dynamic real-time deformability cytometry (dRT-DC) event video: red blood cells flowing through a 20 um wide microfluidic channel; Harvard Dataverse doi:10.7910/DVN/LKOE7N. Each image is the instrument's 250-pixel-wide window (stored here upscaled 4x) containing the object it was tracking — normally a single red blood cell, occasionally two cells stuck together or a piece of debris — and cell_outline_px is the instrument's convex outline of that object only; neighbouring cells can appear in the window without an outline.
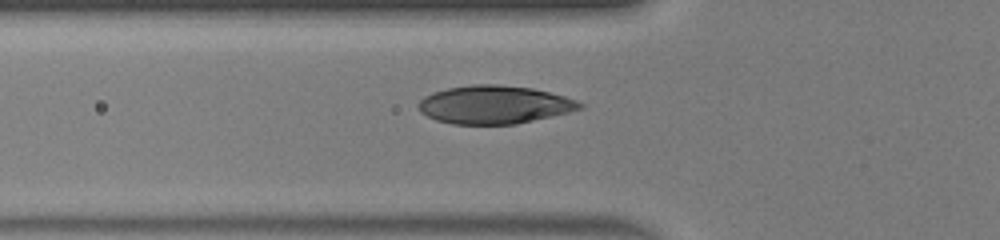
{"species": "human", "species_latin": "Homo sapiens", "temperature_condition": "warm", "stored_images_in_passage": 34, "camera_frame_rate_fps": 3000, "um_per_image_px": 0.085, "donor": {"sex": "male"}, "frame": {"image": 1, "passage_image": 2, "time_ms": 0.333, "image_size_px": [1000, 240], "cell_outline_px": [[584, 108], [568, 112], [516, 124], [452, 124], [436, 120], [420, 112], [416, 104], [424, 96], [432, 92], [448, 88], [472, 84], [496, 84], [532, 88], [564, 96], [576, 100], [584, 104]], "centroid_in_image_um": [41.98, 8.89], "position_along_channel_um": 83.8, "area_um2": 35.89}}
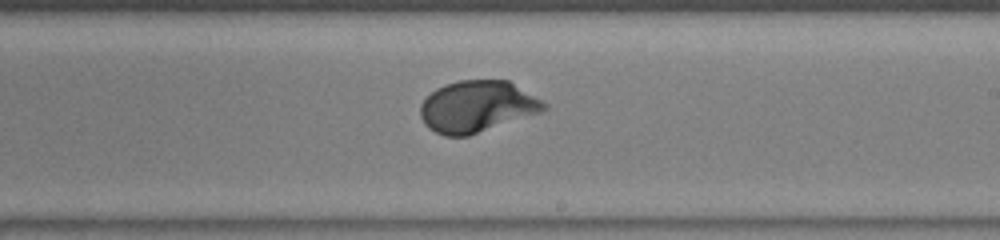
{"frame": {"image": 2, "passage_image": 14, "time_ms": 4.333, "image_size_px": [1000, 240], "cell_outline_px": [[548, 108], [540, 112], [468, 136], [444, 136], [428, 128], [424, 124], [420, 116], [420, 104], [436, 88], [444, 84], [460, 80], [508, 80], [548, 104]], "centroid_in_image_um": [40.52, 9.05], "position_along_channel_um": 248.5, "area_um2": 36.93}}
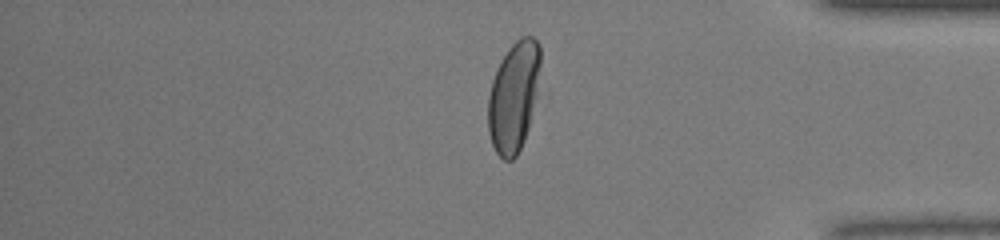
{"frame": {"image": 3, "passage_image": 26, "time_ms": 8.333, "image_size_px": [1000, 240], "cell_outline_px": [[540, 64], [536, 96], [528, 128], [524, 140], [516, 156], [512, 160], [504, 160], [496, 152], [492, 144], [488, 132], [488, 96], [492, 80], [508, 48], [520, 36], [532, 36], [540, 44]], "centroid_in_image_um": [43.66, 8.21], "position_along_channel_um": 391.5, "area_um2": 33.29}, "authors_computed_cell_mechanics": {"area_um2": 36.9053, "velocity_mm_per_s": 4.0996, "shape_relaxation_time_tau1_ms": 2.3764, "shape_relaxation_time_tau2_ms": null, "deformation_change_tau1": 0.1748, "deformation_change_tau2": null}}